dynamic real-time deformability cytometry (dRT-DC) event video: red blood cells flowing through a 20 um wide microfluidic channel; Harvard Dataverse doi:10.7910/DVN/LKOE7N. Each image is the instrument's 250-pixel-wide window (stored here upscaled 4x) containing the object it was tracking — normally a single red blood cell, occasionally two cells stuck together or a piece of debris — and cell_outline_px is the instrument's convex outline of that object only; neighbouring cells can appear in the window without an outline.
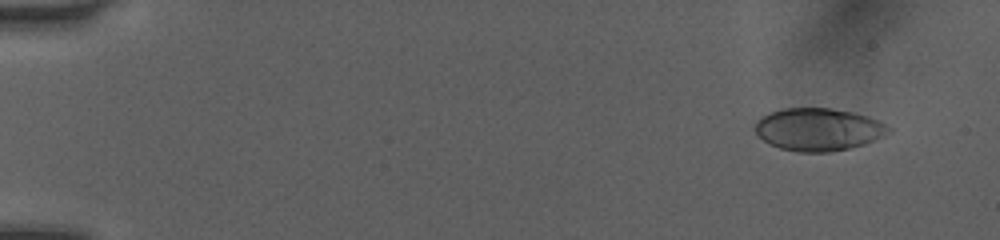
{"species": "human", "species_latin": "Homo sapiens", "temperature_condition": "room temperature", "stored_images_in_passage": 51, "camera_frame_rate_fps": 3000, "um_per_image_px": 0.085, "donor": {"sex": "female"}, "frame": {"image": 1, "passage_image": 4, "time_ms": 1.0, "image_size_px": [1000, 240], "cell_outline_px": [[892, 132], [884, 136], [864, 144], [848, 148], [828, 152], [800, 152], [780, 148], [764, 140], [756, 132], [756, 120], [760, 116], [784, 108], [828, 108], [852, 112], [868, 116], [892, 128]], "centroid_in_image_um": [69.58, 11.0], "position_along_channel_um": 15.4, "area_um2": 32.89}}
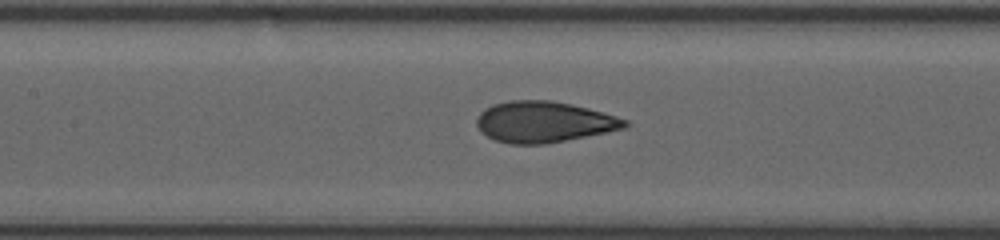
{"frame": {"image": 2, "passage_image": 25, "time_ms": 8.0, "image_size_px": [1000, 240], "cell_outline_px": [[628, 124], [624, 128], [544, 144], [508, 144], [496, 140], [480, 132], [476, 124], [476, 120], [480, 112], [484, 108], [492, 104], [508, 100], [552, 100], [572, 104], [588, 108], [616, 116], [628, 120]], "centroid_in_image_um": [46.17, 10.35], "position_along_channel_um": 161.2, "area_um2": 35.32}}
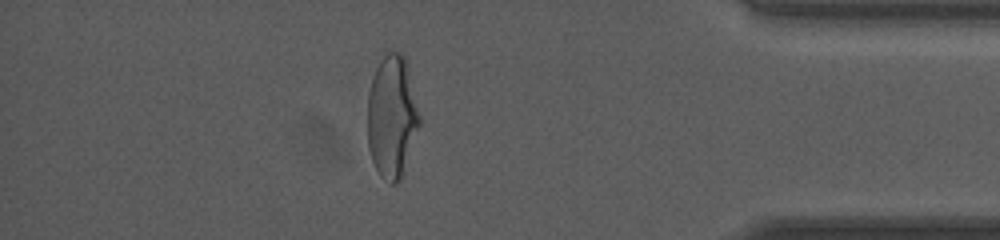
{"frame": {"image": 3, "passage_image": 45, "time_ms": 14.667, "image_size_px": [1000, 240], "cell_outline_px": [[420, 124], [400, 180], [396, 184], [392, 184], [380, 176], [372, 160], [368, 148], [368, 92], [372, 76], [380, 60], [388, 52], [400, 52], [404, 56], [408, 64], [420, 116]], "centroid_in_image_um": [33.31, 9.9], "position_along_channel_um": 401.9, "area_um2": 37.11}, "authors_computed_cell_mechanics": {"area_um2": 34.9112, "velocity_mm_per_s": 4.07, "shape_relaxation_time_tau1_ms": 5.167, "shape_relaxation_time_tau2_ms": 0.825, "deformation_change_tau1": 0.1967, "deformation_change_tau2": 0.0802}}